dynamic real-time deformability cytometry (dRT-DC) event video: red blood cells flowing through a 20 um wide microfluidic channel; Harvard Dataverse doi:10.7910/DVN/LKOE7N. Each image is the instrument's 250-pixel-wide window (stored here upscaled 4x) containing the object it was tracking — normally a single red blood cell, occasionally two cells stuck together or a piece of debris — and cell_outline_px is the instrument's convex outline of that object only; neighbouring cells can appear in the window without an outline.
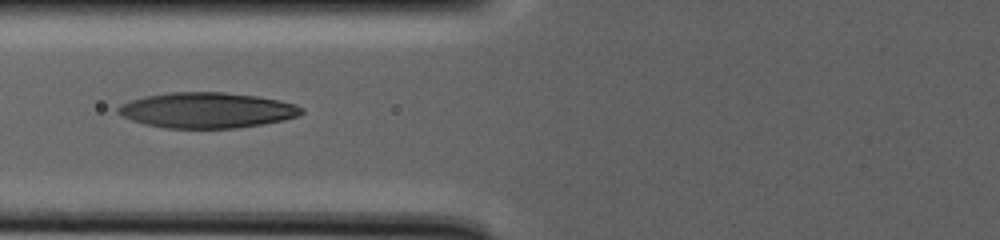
{"species": "human", "species_latin": "Homo sapiens", "temperature_condition": "warm", "stored_images_in_passage": 52, "segment_of_instrument_passage": [2, 2], "camera_frame_rate_fps": 3000, "um_per_image_px": 0.085, "donor": {"sex": "male"}, "frame": {"image": 1, "passage_image": 20, "time_ms": 20.0, "image_size_px": [1000, 240], "cell_outline_px": [[304, 112], [296, 116], [284, 120], [236, 128], [164, 128], [144, 124], [132, 120], [116, 112], [116, 108], [120, 104], [144, 96], [168, 92], [224, 92], [256, 96], [280, 100], [296, 104], [304, 108]], "centroid_in_image_um": [17.58, 9.36], "position_along_channel_um": 108.2, "area_um2": 38.03}}
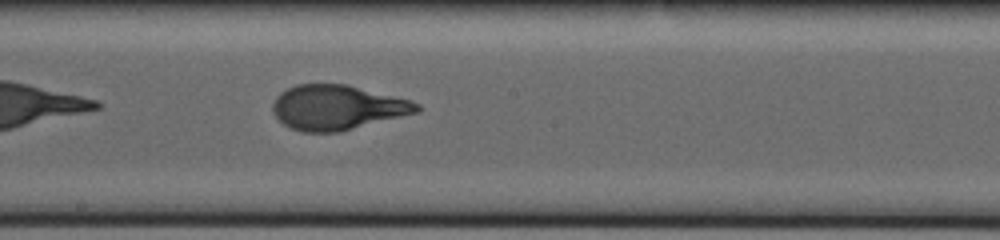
{"frame": {"image": 2, "passage_image": 26, "time_ms": 26.333, "image_size_px": [1000, 240], "cell_outline_px": [[424, 108], [416, 112], [340, 132], [304, 132], [292, 128], [284, 124], [272, 112], [272, 104], [276, 96], [280, 92], [296, 84], [348, 84], [412, 100], [420, 104]], "centroid_in_image_um": [28.67, 9.12], "position_along_channel_um": 219.5, "area_um2": 37.63}}
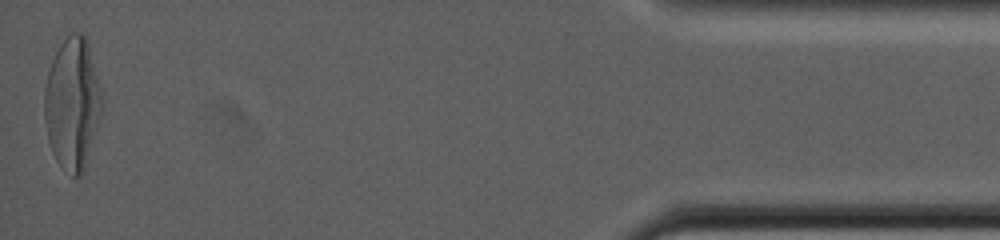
{"frame": {"image": 3, "passage_image": 52, "time_ms": 42.0, "image_size_px": [1000, 240], "cell_outline_px": [[100, 116], [84, 168], [80, 176], [72, 176], [56, 160], [52, 152], [48, 140], [44, 120], [44, 88], [48, 72], [52, 60], [60, 44], [72, 32], [84, 32], [88, 40], [100, 88]], "centroid_in_image_um": [6.12, 8.76], "position_along_channel_um": 429.1, "area_um2": 43.58}}